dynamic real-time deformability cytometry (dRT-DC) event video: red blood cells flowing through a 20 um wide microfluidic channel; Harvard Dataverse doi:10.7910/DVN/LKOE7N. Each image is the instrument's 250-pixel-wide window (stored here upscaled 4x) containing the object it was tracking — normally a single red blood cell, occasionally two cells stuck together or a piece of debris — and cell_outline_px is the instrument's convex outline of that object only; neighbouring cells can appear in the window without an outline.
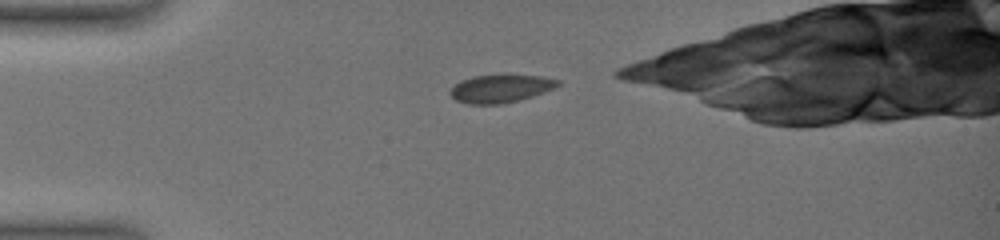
{"species": "common noctule bat (a hibernating species)", "species_latin": "Nyctalus noctula", "temperature_condition": "warm", "stored_images_in_passage": 2, "camera_frame_rate_fps": 3000, "um_per_image_px": 0.085, "animal": {"sex": "female", "body_mass_g": 19.0, "forearm_length_mm": 51.5}, "frame": {"image": 1, "passage_image": 1, "time_ms": 0.0, "image_size_px": [1000, 240], "cell_outline_px": [[560, 84], [544, 92], [532, 96], [500, 104], [468, 104], [456, 100], [448, 92], [460, 80], [472, 76], [540, 76], [560, 80]], "centroid_in_image_um": [42.51, 7.54], "position_along_channel_um": 42.5, "area_um2": 17.05}}